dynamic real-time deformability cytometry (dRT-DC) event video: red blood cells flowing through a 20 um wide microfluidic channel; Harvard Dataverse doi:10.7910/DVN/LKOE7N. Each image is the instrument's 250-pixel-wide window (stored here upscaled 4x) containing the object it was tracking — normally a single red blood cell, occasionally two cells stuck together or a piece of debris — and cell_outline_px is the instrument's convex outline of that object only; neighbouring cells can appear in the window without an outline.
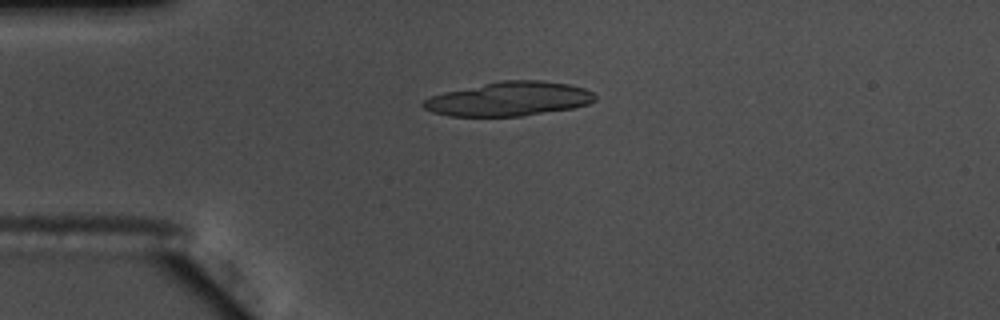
{"species": "common noctule bat (a hibernating species)", "species_latin": "Nyctalus noctula", "temperature_condition": "warm", "stored_images_in_passage": 18, "camera_frame_rate_fps": 3000, "um_per_image_px": 0.085, "animal": {"sex": "male", "body_mass_g": 17.5, "forearm_length_mm": 52.3}, "frame": {"image": 1, "passage_image": 1, "time_ms": 0.0, "image_size_px": [1000, 320], "cell_outline_px": [[596, 100], [588, 104], [572, 108], [520, 116], [448, 116], [432, 112], [424, 108], [420, 104], [424, 100], [432, 96], [444, 92], [500, 80], [544, 80], [568, 84], [584, 88], [592, 92], [596, 96]], "centroid_in_image_um": [43.26, 8.4], "position_along_channel_um": 41.7, "area_um2": 34.1}}